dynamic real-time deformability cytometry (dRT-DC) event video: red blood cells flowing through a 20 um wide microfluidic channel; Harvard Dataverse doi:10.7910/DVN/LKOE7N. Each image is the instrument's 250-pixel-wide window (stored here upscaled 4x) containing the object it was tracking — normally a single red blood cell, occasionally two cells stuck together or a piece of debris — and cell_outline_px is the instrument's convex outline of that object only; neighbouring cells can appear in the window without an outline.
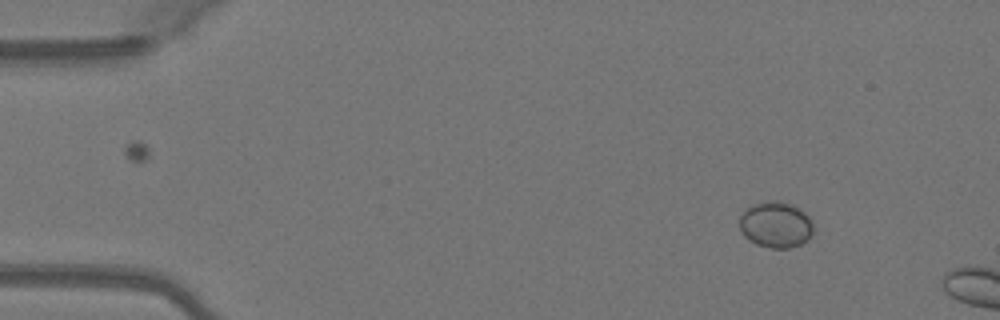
{"species": "Egyptian fruit bat (a non-hibernating species)", "species_latin": "Rousettus aegyptiacus", "temperature_condition": "warm", "stored_images_in_passage": 4, "camera_frame_rate_fps": 3000, "um_per_image_px": 0.085, "animal": {"sex": "female"}, "frame": {"image": 1, "passage_image": 1, "time_ms": 0.0, "image_size_px": [1000, 320], "cell_outline_px": [[812, 232], [800, 244], [788, 248], [772, 248], [756, 244], [748, 240], [740, 232], [740, 216], [752, 204], [764, 200], [780, 200], [792, 204], [800, 208], [812, 220]], "centroid_in_image_um": [65.91, 19.07], "position_along_channel_um": 19.1, "area_um2": 19.88}}